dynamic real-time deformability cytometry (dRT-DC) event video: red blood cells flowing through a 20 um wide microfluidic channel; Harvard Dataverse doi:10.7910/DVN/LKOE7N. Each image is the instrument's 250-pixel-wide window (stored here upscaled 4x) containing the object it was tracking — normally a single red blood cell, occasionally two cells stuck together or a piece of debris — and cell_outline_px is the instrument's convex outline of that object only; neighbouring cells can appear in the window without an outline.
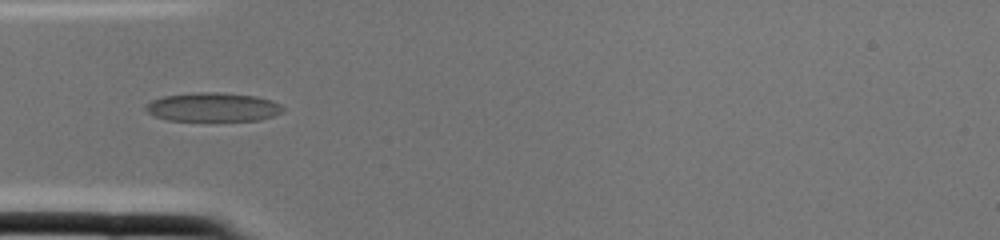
{"species": "common noctule bat (a hibernating species)", "species_latin": "Nyctalus noctula", "temperature_condition": "cold", "stored_images_in_passage": 1, "camera_frame_rate_fps": 3000, "um_per_image_px": 0.085, "animal": {"sex": "female", "body_mass_g": 22.0, "forearm_length_mm": 56.7}, "frame": {"image": 1, "passage_image": 1, "time_ms": 0.0, "image_size_px": [1000, 240], "cell_outline_px": [[284, 112], [260, 120], [168, 120], [156, 116], [148, 112], [144, 108], [144, 104], [152, 100], [164, 96], [196, 92], [220, 92], [256, 96], [272, 100], [280, 104], [284, 108]], "centroid_in_image_um": [18.11, 9.09], "position_along_channel_um": 66.9, "area_um2": 23.06}}